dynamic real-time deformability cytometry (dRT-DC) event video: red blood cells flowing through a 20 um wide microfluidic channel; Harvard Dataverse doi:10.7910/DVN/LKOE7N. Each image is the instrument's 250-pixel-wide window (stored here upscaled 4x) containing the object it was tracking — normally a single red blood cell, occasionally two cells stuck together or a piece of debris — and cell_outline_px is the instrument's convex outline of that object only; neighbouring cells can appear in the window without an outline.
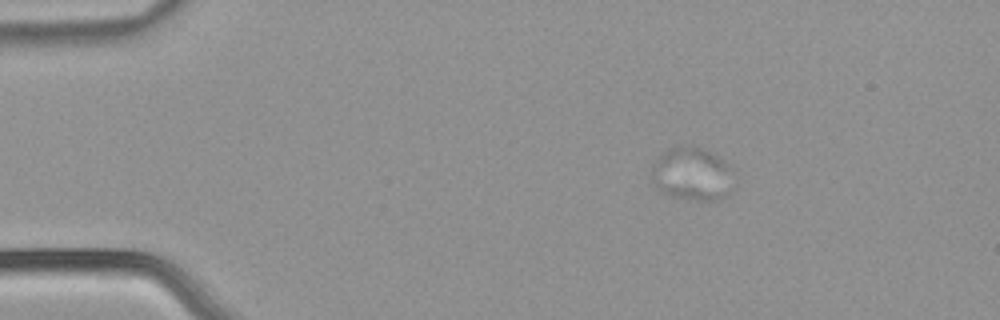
{"species": "common noctule bat (a hibernating species)", "species_latin": "Nyctalus noctula", "temperature_condition": "warm", "stored_images_in_passage": 29, "camera_frame_rate_fps": 3000, "um_per_image_px": 0.085, "animal": {"sex": "male", "body_mass_g": 21.5, "forearm_length_mm": 52.0}, "frame": {"image": 1, "passage_image": 10, "time_ms": 3.0, "image_size_px": [1000, 320], "cell_outline_px": [[732, 188], [724, 196], [716, 200], [696, 200], [672, 196], [660, 192], [652, 184], [652, 168], [660, 152], [668, 148], [700, 148], [716, 156], [728, 164]], "centroid_in_image_um": [58.75, 14.82], "position_along_channel_um": 26.2, "area_um2": 24.8}}
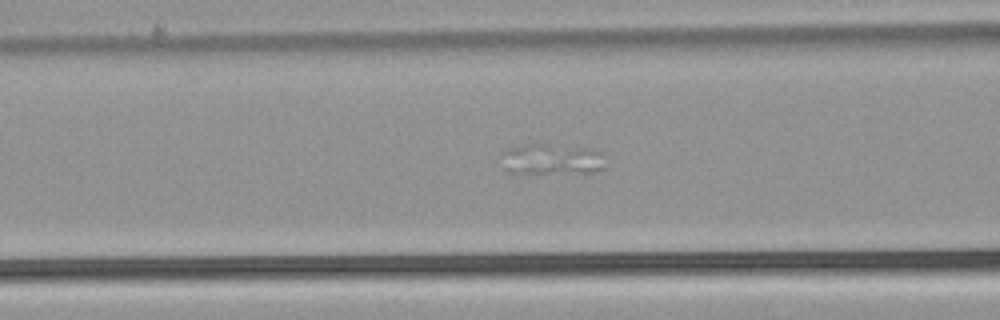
{"frame": {"image": 2, "passage_image": 23, "time_ms": 7.333, "image_size_px": [1000, 320], "cell_outline_px": [[604, 168], [596, 172], [508, 172], [504, 168], [500, 152], [520, 144], [540, 144], [592, 148], [600, 152]], "centroid_in_image_um": [46.85, 13.51], "position_along_channel_um": 119.7, "area_um2": 18.38}}
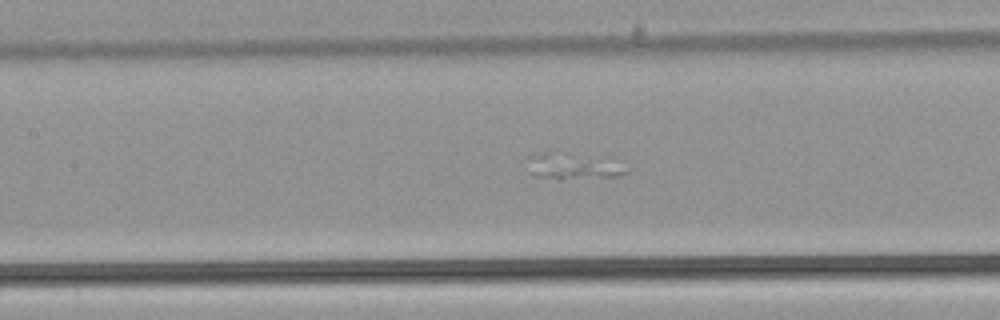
{"frame": {"image": 3, "passage_image": 26, "time_ms": 8.333, "image_size_px": [1000, 320], "cell_outline_px": [[628, 172], [620, 176], [560, 180], [536, 176], [528, 172], [528, 156], [548, 152], [612, 156]], "centroid_in_image_um": [48.77, 14.12], "position_along_channel_um": 158.6, "area_um2": 15.72}}